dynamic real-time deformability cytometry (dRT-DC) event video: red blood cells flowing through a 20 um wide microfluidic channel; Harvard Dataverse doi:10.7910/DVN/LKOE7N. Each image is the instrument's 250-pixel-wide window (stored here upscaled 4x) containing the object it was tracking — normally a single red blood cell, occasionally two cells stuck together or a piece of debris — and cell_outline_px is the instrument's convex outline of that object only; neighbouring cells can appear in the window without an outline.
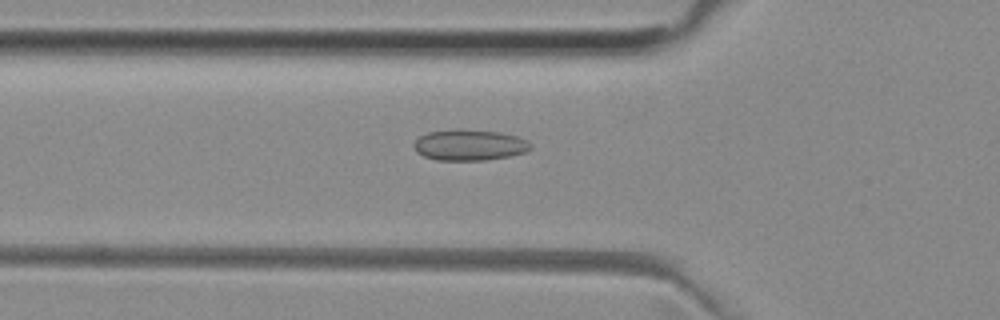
{"species": "common noctule bat (a hibernating species)", "species_latin": "Nyctalus noctula", "temperature_condition": "room temperature", "stored_images_in_passage": 53, "camera_frame_rate_fps": 3000, "um_per_image_px": 0.085, "animal": {"sex": "female", "body_mass_g": 29.2, "forearm_length_mm": 56.3}, "frame": {"image": 1, "passage_image": 18, "time_ms": 5.667, "image_size_px": [1000, 320], "cell_outline_px": [[532, 148], [524, 152], [508, 156], [484, 160], [436, 160], [424, 156], [416, 152], [412, 144], [420, 136], [428, 132], [456, 128], [500, 132], [516, 136], [528, 140], [532, 144]], "centroid_in_image_um": [39.88, 12.31], "position_along_channel_um": 85.9, "area_um2": 21.21}}
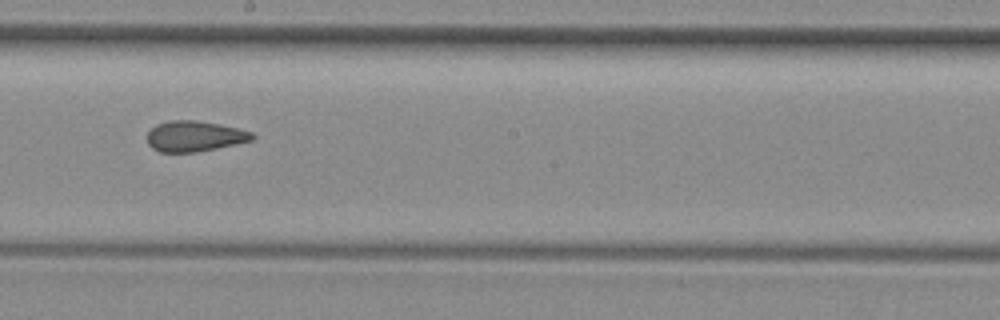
{"frame": {"image": 2, "passage_image": 29, "time_ms": 9.333, "image_size_px": [1000, 320], "cell_outline_px": [[256, 136], [252, 140], [216, 148], [196, 152], [160, 152], [152, 148], [148, 144], [148, 132], [156, 124], [168, 120], [196, 120], [220, 124], [252, 132]], "centroid_in_image_um": [16.52, 11.57], "position_along_channel_um": 231.7, "area_um2": 18.67}}
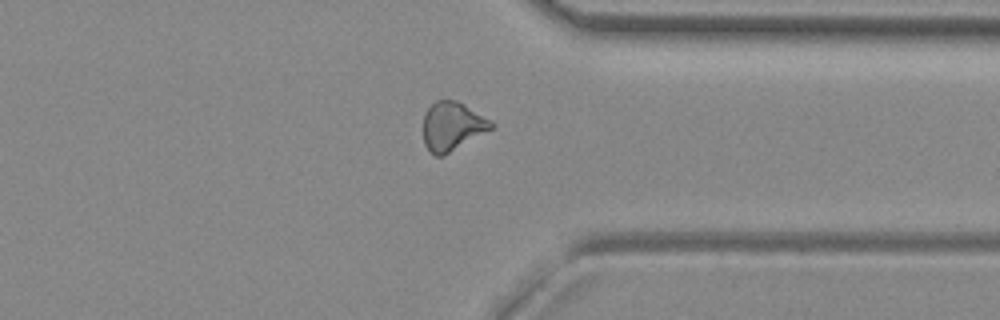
{"frame": {"image": 3, "passage_image": 40, "time_ms": 13.0, "image_size_px": [1000, 320], "cell_outline_px": [[496, 124], [492, 128], [444, 156], [436, 156], [424, 144], [424, 112], [436, 100], [456, 100], [464, 104], [492, 120]], "centroid_in_image_um": [38.45, 10.72], "position_along_channel_um": 373.0, "area_um2": 19.19}, "authors_computed_cell_mechanics": {"area_um2": 19.363, "velocity_mm_per_s": 3.9652, "shape_relaxation_time_tau1_ms": null, "shape_relaxation_time_tau2_ms": 1.7447, "deformation_change_tau1": null, "deformation_change_tau2": 0.0972}}